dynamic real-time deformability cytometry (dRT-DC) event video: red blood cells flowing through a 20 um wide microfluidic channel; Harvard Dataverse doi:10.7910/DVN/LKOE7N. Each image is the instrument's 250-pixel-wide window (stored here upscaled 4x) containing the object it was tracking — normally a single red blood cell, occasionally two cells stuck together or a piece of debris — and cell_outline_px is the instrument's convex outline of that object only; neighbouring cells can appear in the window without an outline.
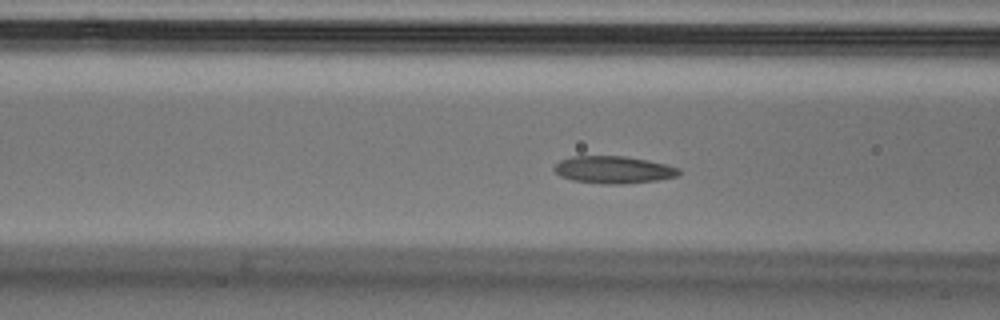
{"species": "Egyptian fruit bat (a non-hibernating species)", "species_latin": "Rousettus aegyptiacus", "temperature_condition": "cold", "stored_images_in_passage": 45, "camera_frame_rate_fps": 3000, "um_per_image_px": 0.085, "animal": {"sex": "male"}, "frame": {"image": 1, "passage_image": 11, "time_ms": 3.333, "image_size_px": [1000, 320], "cell_outline_px": [[680, 172], [676, 176], [656, 180], [620, 184], [600, 184], [572, 180], [560, 176], [552, 168], [560, 160], [572, 156], [624, 156], [648, 160], [680, 168]], "centroid_in_image_um": [52.1, 14.42], "position_along_channel_um": 114.5, "area_um2": 19.77}}
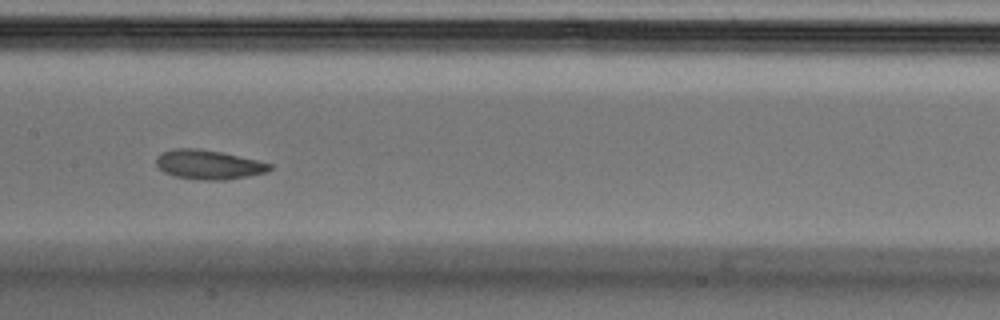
{"frame": {"image": 2, "passage_image": 17, "time_ms": 5.333, "image_size_px": [1000, 320], "cell_outline_px": [[272, 168], [268, 172], [248, 176], [224, 180], [200, 180], [172, 176], [164, 172], [156, 164], [156, 156], [160, 152], [176, 148], [196, 148], [220, 152], [256, 160], [272, 164]], "centroid_in_image_um": [17.69, 14.0], "position_along_channel_um": 189.7, "area_um2": 19.42}}
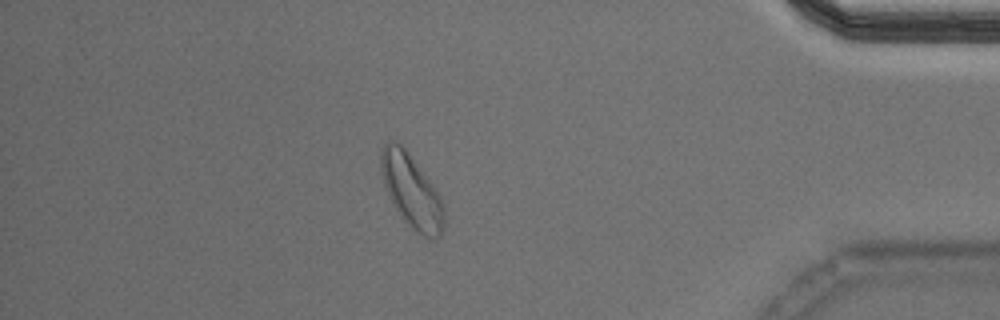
{"frame": {"image": 3, "passage_image": 37, "time_ms": 12.0, "image_size_px": [1000, 320], "cell_outline_px": [[444, 228], [440, 236], [436, 240], [428, 240], [416, 232], [400, 216], [392, 204], [388, 196], [380, 172], [380, 148], [388, 140], [396, 140], [404, 148], [440, 196], [444, 204]], "centroid_in_image_um": [34.96, 16.29], "position_along_channel_um": 400.2, "area_um2": 27.11}, "authors_computed_cell_mechanics": {"area_um2": 19.7676, "velocity_mm_per_s": 3.7549, "shape_relaxation_time_tau1_ms": 7.079, "shape_relaxation_time_tau2_ms": 2.5843, "deformation_change_tau1": 0.1554, "deformation_change_tau2": 0.0807}}